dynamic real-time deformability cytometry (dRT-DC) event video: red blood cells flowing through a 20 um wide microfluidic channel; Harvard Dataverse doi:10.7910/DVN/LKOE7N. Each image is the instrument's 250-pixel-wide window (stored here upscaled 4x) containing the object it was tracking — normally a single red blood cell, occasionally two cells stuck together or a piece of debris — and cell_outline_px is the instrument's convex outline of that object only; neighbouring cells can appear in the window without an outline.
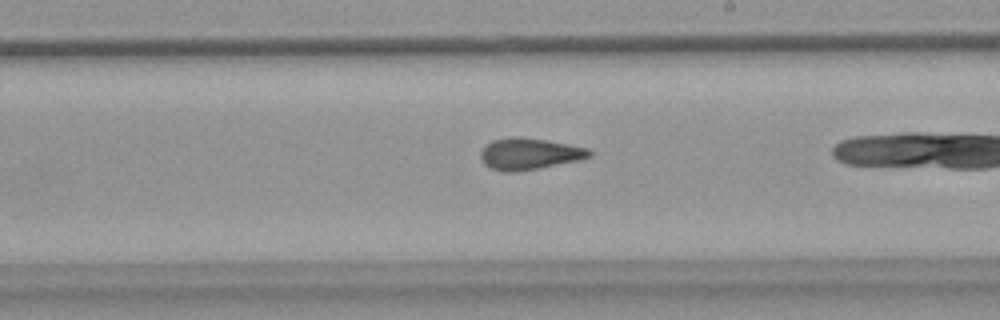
{"species": "common noctule bat (a hibernating species)", "species_latin": "Nyctalus noctula", "temperature_condition": "warm", "stored_images_in_passage": 27, "camera_frame_rate_fps": 3000, "um_per_image_px": 0.085, "animal": {"sex": "female", "body_mass_g": 18.4}, "frame": {"image": 1, "passage_image": 16, "time_ms": 5.0, "image_size_px": [1000, 320], "cell_outline_px": [[592, 156], [580, 160], [540, 168], [516, 172], [504, 172], [492, 168], [484, 164], [480, 160], [480, 152], [492, 140], [508, 136], [516, 136], [548, 140], [588, 148], [592, 152]], "centroid_in_image_um": [44.99, 13.07], "position_along_channel_um": 244.0, "area_um2": 20.17}}